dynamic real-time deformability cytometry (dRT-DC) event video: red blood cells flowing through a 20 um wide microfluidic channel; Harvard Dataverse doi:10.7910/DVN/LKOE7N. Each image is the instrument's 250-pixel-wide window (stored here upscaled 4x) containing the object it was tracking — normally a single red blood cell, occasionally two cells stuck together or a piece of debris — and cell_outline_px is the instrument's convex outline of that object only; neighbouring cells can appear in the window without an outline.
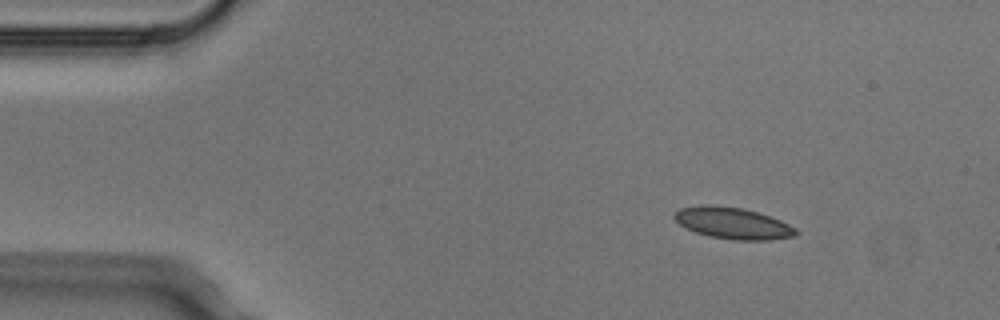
{"species": "Egyptian fruit bat (a non-hibernating species)", "species_latin": "Rousettus aegyptiacus", "temperature_condition": "cold", "stored_images_in_passage": 3, "camera_frame_rate_fps": 3000, "um_per_image_px": 0.085, "animal": {"sex": "male"}, "frame": {"image": 1, "passage_image": 1, "time_ms": 0.0, "image_size_px": [1000, 320], "cell_outline_px": [[800, 232], [796, 236], [768, 240], [732, 240], [708, 236], [696, 232], [680, 224], [672, 216], [680, 208], [700, 204], [712, 204], [740, 208], [756, 212], [780, 220], [796, 228]], "centroid_in_image_um": [62.29, 18.97], "position_along_channel_um": 22.7, "area_um2": 22.31}}